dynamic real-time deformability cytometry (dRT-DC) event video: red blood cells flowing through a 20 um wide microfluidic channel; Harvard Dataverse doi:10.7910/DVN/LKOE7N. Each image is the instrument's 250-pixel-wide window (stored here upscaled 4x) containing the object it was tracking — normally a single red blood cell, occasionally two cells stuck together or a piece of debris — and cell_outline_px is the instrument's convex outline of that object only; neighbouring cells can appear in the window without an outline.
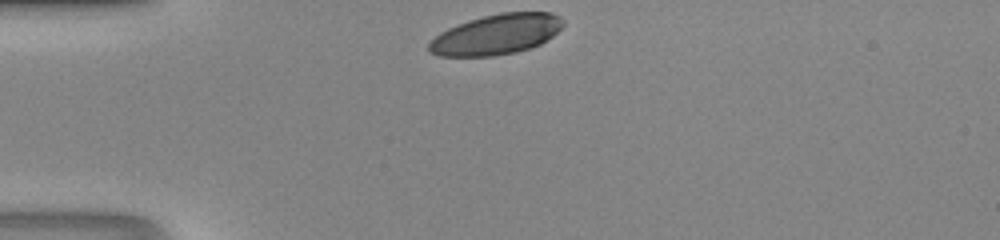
{"species": "human", "species_latin": "Homo sapiens", "temperature_condition": "room temperature", "stored_images_in_passage": 27, "camera_frame_rate_fps": 3000, "um_per_image_px": 0.085, "donor": {"sex": "male"}, "frame": {"image": 1, "passage_image": 1, "time_ms": 0.0, "image_size_px": [1000, 240], "cell_outline_px": [[564, 24], [552, 36], [540, 44], [516, 52], [492, 56], [436, 56], [428, 52], [428, 44], [440, 32], [448, 28], [468, 20], [500, 12], [552, 12], [560, 16], [564, 20]], "centroid_in_image_um": [42.18, 2.92], "position_along_channel_um": 42.8, "area_um2": 31.5}}
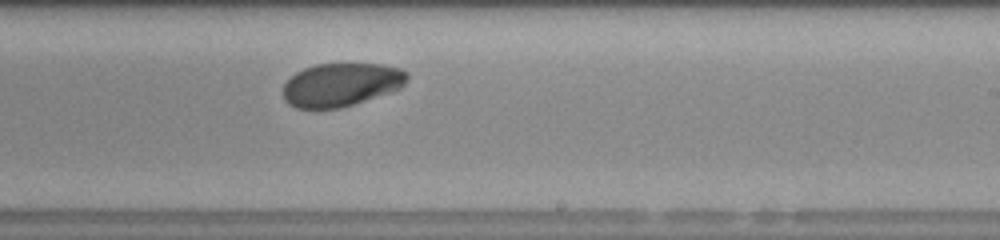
{"frame": {"image": 2, "passage_image": 18, "time_ms": 5.667, "image_size_px": [1000, 240], "cell_outline_px": [[408, 80], [400, 88], [340, 108], [296, 108], [288, 104], [284, 100], [284, 84], [296, 72], [304, 68], [316, 64], [384, 64], [400, 68], [408, 72]], "centroid_in_image_um": [29.0, 7.18], "position_along_channel_um": 260.0, "area_um2": 31.1}}
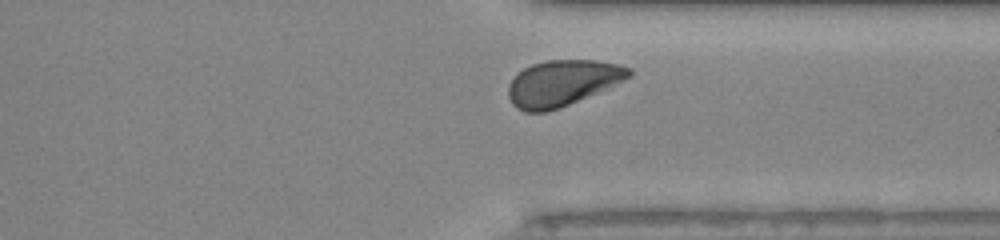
{"frame": {"image": 3, "passage_image": 25, "time_ms": 8.0, "image_size_px": [1000, 240], "cell_outline_px": [[632, 76], [624, 80], [560, 108], [544, 112], [524, 112], [516, 108], [512, 104], [508, 96], [508, 84], [524, 68], [532, 64], [548, 60], [596, 60], [620, 64], [632, 68]], "centroid_in_image_um": [47.8, 7.05], "position_along_channel_um": 363.6, "area_um2": 32.14}}